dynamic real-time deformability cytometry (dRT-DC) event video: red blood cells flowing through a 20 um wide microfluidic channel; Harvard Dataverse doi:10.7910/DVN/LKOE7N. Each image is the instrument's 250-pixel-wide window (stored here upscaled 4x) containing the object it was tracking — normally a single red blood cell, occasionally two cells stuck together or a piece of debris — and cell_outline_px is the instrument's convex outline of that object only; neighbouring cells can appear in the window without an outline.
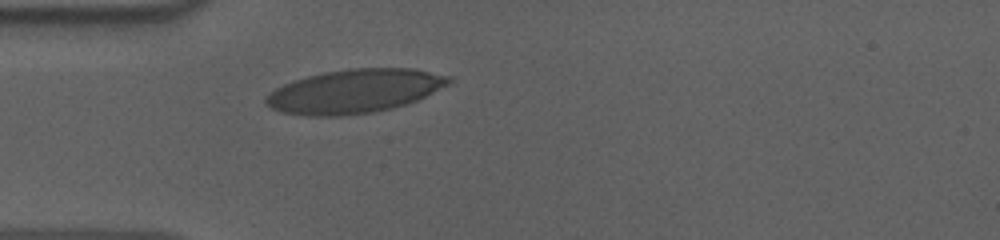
{"species": "human", "species_latin": "Homo sapiens", "temperature_condition": "cold", "stored_images_in_passage": 41, "camera_frame_rate_fps": 3000, "um_per_image_px": 0.085, "donor": {"sex": "male"}, "frame": {"image": 1, "passage_image": 1, "time_ms": 0.0, "image_size_px": [1000, 240], "cell_outline_px": [[452, 80], [448, 84], [416, 100], [392, 108], [372, 112], [340, 116], [308, 116], [280, 112], [264, 104], [264, 96], [276, 88], [284, 84], [308, 76], [324, 72], [348, 68], [412, 68], [452, 76]], "centroid_in_image_um": [30.1, 7.75], "position_along_channel_um": 54.9, "area_um2": 46.53}}
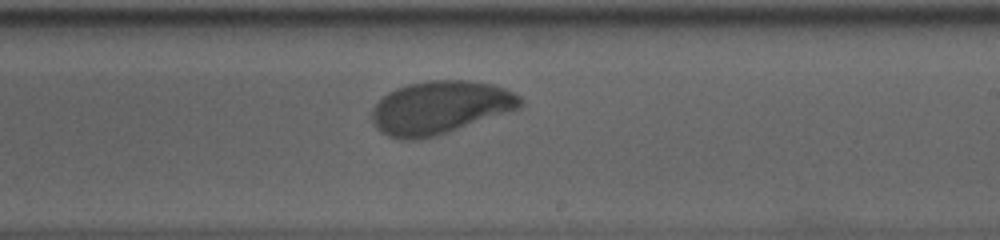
{"frame": {"image": 2, "passage_image": 18, "time_ms": 5.667, "image_size_px": [1000, 240], "cell_outline_px": [[524, 104], [520, 108], [448, 132], [416, 140], [400, 140], [388, 136], [380, 132], [376, 128], [372, 120], [372, 108], [388, 92], [396, 88], [408, 84], [428, 80], [468, 80], [492, 84], [504, 88], [520, 96], [524, 100]], "centroid_in_image_um": [37.4, 9.14], "position_along_channel_um": 251.6, "area_um2": 45.84}}
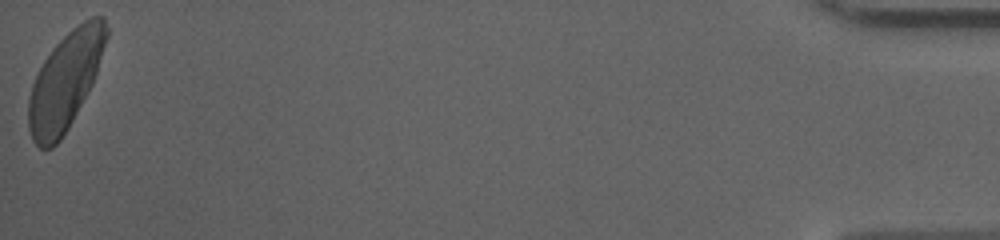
{"frame": {"image": 3, "passage_image": 41, "time_ms": 13.333, "image_size_px": [1000, 240], "cell_outline_px": [[108, 36], [92, 84], [68, 128], [60, 140], [52, 148], [40, 148], [32, 140], [28, 128], [28, 100], [32, 84], [44, 60], [52, 48], [72, 28], [84, 20], [92, 16], [104, 16], [108, 28]], "centroid_in_image_um": [5.54, 6.88], "position_along_channel_um": 429.7, "area_um2": 43.75}, "authors_computed_cell_mechanics": {"area_um2": 45.0262, "velocity_mm_per_s": 3.5899, "shape_relaxation_time_tau1_ms": 3.2269, "shape_relaxation_time_tau2_ms": null, "deformation_change_tau1": 0.1532, "deformation_change_tau2": null}}